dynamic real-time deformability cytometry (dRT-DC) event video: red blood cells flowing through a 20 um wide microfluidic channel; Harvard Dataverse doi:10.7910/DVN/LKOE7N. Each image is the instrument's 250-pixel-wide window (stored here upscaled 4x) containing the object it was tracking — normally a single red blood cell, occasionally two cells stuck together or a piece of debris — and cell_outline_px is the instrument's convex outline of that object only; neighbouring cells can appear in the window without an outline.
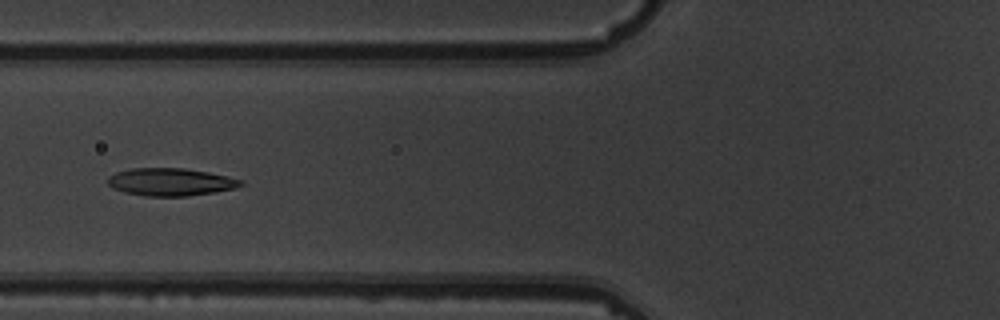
{"species": "common noctule bat (a hibernating species)", "species_latin": "Nyctalus noctula", "temperature_condition": "warm", "stored_images_in_passage": 9, "camera_frame_rate_fps": 3000, "um_per_image_px": 0.085, "animal": {"sex": "male", "body_mass_g": 19.5, "forearm_length_mm": 54.6}, "frame": {"image": 1, "passage_image": 7, "time_ms": 7.0, "image_size_px": [1000, 320], "cell_outline_px": [[244, 184], [232, 188], [212, 192], [188, 196], [144, 196], [124, 192], [112, 188], [108, 184], [108, 176], [116, 172], [132, 168], [184, 168], [208, 172], [228, 176], [244, 180]], "centroid_in_image_um": [14.47, 15.46], "position_along_channel_um": 111.3, "area_um2": 21.39}}
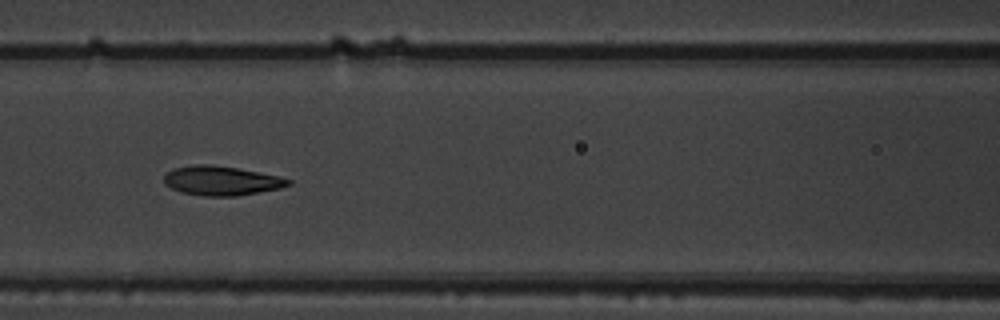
{"frame": {"image": 2, "passage_image": 8, "time_ms": 8.0, "image_size_px": [1000, 320], "cell_outline_px": [[292, 184], [280, 188], [236, 196], [204, 196], [180, 192], [164, 184], [164, 176], [168, 172], [176, 168], [196, 164], [212, 164], [236, 168], [280, 176], [292, 180]], "centroid_in_image_um": [18.83, 15.36], "position_along_channel_um": 147.8, "area_um2": 21.15}}
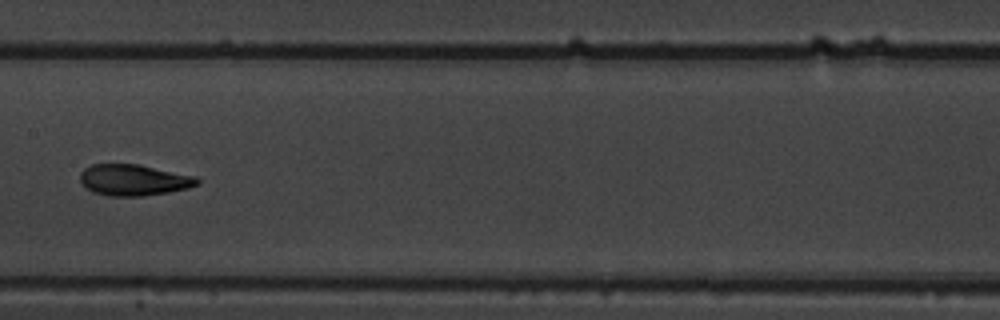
{"frame": {"image": 3, "passage_image": 9, "time_ms": 9.333, "image_size_px": [1000, 320], "cell_outline_px": [[200, 184], [188, 188], [168, 192], [140, 196], [108, 196], [92, 192], [80, 180], [80, 172], [84, 168], [92, 164], [140, 164], [196, 176], [200, 180]], "centroid_in_image_um": [11.39, 15.29], "position_along_channel_um": 196.0, "area_um2": 21.39}}